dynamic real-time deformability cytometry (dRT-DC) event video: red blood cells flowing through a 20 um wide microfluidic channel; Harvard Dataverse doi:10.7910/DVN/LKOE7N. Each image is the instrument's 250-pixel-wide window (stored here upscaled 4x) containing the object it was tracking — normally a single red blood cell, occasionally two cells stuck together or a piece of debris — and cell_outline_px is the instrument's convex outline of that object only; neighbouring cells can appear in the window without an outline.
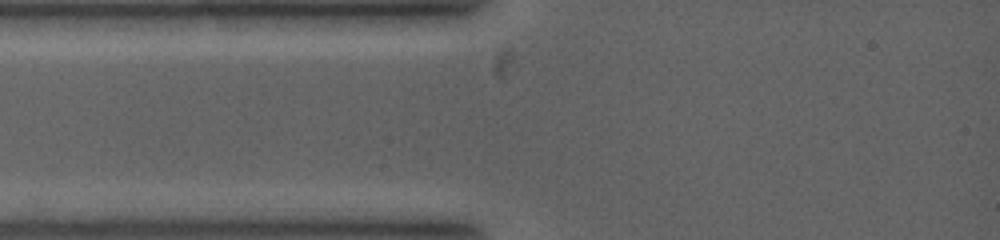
{"species": "common noctule bat (a hibernating species)", "species_latin": "Nyctalus noctula", "temperature_condition": "warm", "stored_images_in_passage": 3, "camera_frame_rate_fps": 5000, "um_per_image_px": 0.085, "animal": {"sex": "female", "body_mass_g": 19.0, "forearm_length_mm": 53.3}, "frame": {"image": 1, "passage_image": 1, "time_ms": 0.0, "image_size_px": [1000, 240], "cell_outline_px": [[540, 20], [520, 64], [516, 72], [512, 76], [504, 80], [496, 80], [492, 76], [480, 56], [484, 52], [496, 44], [540, 16]], "centroid_in_image_um": [43.29, 4.44], "position_along_channel_um": 41.7, "area_um2": 12.02}}